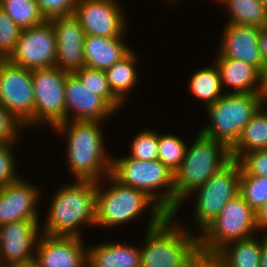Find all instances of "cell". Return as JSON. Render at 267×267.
<instances>
[{"label":"cell","instance_id":"cell-1","mask_svg":"<svg viewBox=\"0 0 267 267\" xmlns=\"http://www.w3.org/2000/svg\"><path fill=\"white\" fill-rule=\"evenodd\" d=\"M99 123L101 121H65L53 128L68 135L67 159L74 180L98 182L101 176L111 174L112 157L104 150Z\"/></svg>","mask_w":267,"mask_h":267},{"label":"cell","instance_id":"cell-2","mask_svg":"<svg viewBox=\"0 0 267 267\" xmlns=\"http://www.w3.org/2000/svg\"><path fill=\"white\" fill-rule=\"evenodd\" d=\"M64 186L52 199L42 234L82 237L80 224L96 225L97 182L76 180Z\"/></svg>","mask_w":267,"mask_h":267},{"label":"cell","instance_id":"cell-3","mask_svg":"<svg viewBox=\"0 0 267 267\" xmlns=\"http://www.w3.org/2000/svg\"><path fill=\"white\" fill-rule=\"evenodd\" d=\"M173 219L168 215L159 225L146 230L140 267H187L200 254L198 236L183 225L172 223Z\"/></svg>","mask_w":267,"mask_h":267},{"label":"cell","instance_id":"cell-4","mask_svg":"<svg viewBox=\"0 0 267 267\" xmlns=\"http://www.w3.org/2000/svg\"><path fill=\"white\" fill-rule=\"evenodd\" d=\"M110 175L120 184L146 193L168 215L175 213V173L158 159L113 158ZM162 187L165 192L156 191Z\"/></svg>","mask_w":267,"mask_h":267},{"label":"cell","instance_id":"cell-5","mask_svg":"<svg viewBox=\"0 0 267 267\" xmlns=\"http://www.w3.org/2000/svg\"><path fill=\"white\" fill-rule=\"evenodd\" d=\"M231 160L230 150L219 141L199 132L187 150L181 166L175 171V218L185 198L205 184Z\"/></svg>","mask_w":267,"mask_h":267},{"label":"cell","instance_id":"cell-6","mask_svg":"<svg viewBox=\"0 0 267 267\" xmlns=\"http://www.w3.org/2000/svg\"><path fill=\"white\" fill-rule=\"evenodd\" d=\"M111 185L105 191L97 182L96 226H115L135 219L146 207L151 206V219L147 229L159 225L168 214L143 191L120 184L111 175L107 176ZM152 204V205H151ZM153 206V207H152Z\"/></svg>","mask_w":267,"mask_h":267},{"label":"cell","instance_id":"cell-7","mask_svg":"<svg viewBox=\"0 0 267 267\" xmlns=\"http://www.w3.org/2000/svg\"><path fill=\"white\" fill-rule=\"evenodd\" d=\"M260 107L256 93H226L206 107L210 122L200 133L230 150Z\"/></svg>","mask_w":267,"mask_h":267},{"label":"cell","instance_id":"cell-8","mask_svg":"<svg viewBox=\"0 0 267 267\" xmlns=\"http://www.w3.org/2000/svg\"><path fill=\"white\" fill-rule=\"evenodd\" d=\"M256 227L255 211L239 193L198 235L200 253L213 257L228 243L252 237Z\"/></svg>","mask_w":267,"mask_h":267},{"label":"cell","instance_id":"cell-9","mask_svg":"<svg viewBox=\"0 0 267 267\" xmlns=\"http://www.w3.org/2000/svg\"><path fill=\"white\" fill-rule=\"evenodd\" d=\"M240 177L241 165L237 160L231 159L205 184L192 192V195L198 193L194 219L201 227V232L219 215L228 201L239 194Z\"/></svg>","mask_w":267,"mask_h":267},{"label":"cell","instance_id":"cell-10","mask_svg":"<svg viewBox=\"0 0 267 267\" xmlns=\"http://www.w3.org/2000/svg\"><path fill=\"white\" fill-rule=\"evenodd\" d=\"M68 73L57 67L32 70L34 89V124L51 127L65 122V81Z\"/></svg>","mask_w":267,"mask_h":267},{"label":"cell","instance_id":"cell-11","mask_svg":"<svg viewBox=\"0 0 267 267\" xmlns=\"http://www.w3.org/2000/svg\"><path fill=\"white\" fill-rule=\"evenodd\" d=\"M0 103L25 127L34 124L32 70L0 59Z\"/></svg>","mask_w":267,"mask_h":267},{"label":"cell","instance_id":"cell-12","mask_svg":"<svg viewBox=\"0 0 267 267\" xmlns=\"http://www.w3.org/2000/svg\"><path fill=\"white\" fill-rule=\"evenodd\" d=\"M57 42L49 20L41 25L22 29L19 40L8 60L25 69L35 70L55 67Z\"/></svg>","mask_w":267,"mask_h":267},{"label":"cell","instance_id":"cell-13","mask_svg":"<svg viewBox=\"0 0 267 267\" xmlns=\"http://www.w3.org/2000/svg\"><path fill=\"white\" fill-rule=\"evenodd\" d=\"M116 0H78L74 16L85 35L124 37L125 21Z\"/></svg>","mask_w":267,"mask_h":267},{"label":"cell","instance_id":"cell-14","mask_svg":"<svg viewBox=\"0 0 267 267\" xmlns=\"http://www.w3.org/2000/svg\"><path fill=\"white\" fill-rule=\"evenodd\" d=\"M57 42L55 67L67 73H74L85 66V31L74 16L54 17L49 20Z\"/></svg>","mask_w":267,"mask_h":267},{"label":"cell","instance_id":"cell-15","mask_svg":"<svg viewBox=\"0 0 267 267\" xmlns=\"http://www.w3.org/2000/svg\"><path fill=\"white\" fill-rule=\"evenodd\" d=\"M39 220L11 222L0 226V267L35 258Z\"/></svg>","mask_w":267,"mask_h":267},{"label":"cell","instance_id":"cell-16","mask_svg":"<svg viewBox=\"0 0 267 267\" xmlns=\"http://www.w3.org/2000/svg\"><path fill=\"white\" fill-rule=\"evenodd\" d=\"M65 121H104L115 110L99 95L85 87L74 74L68 73L65 81ZM73 116L74 119L70 118ZM109 115V116H108Z\"/></svg>","mask_w":267,"mask_h":267},{"label":"cell","instance_id":"cell-17","mask_svg":"<svg viewBox=\"0 0 267 267\" xmlns=\"http://www.w3.org/2000/svg\"><path fill=\"white\" fill-rule=\"evenodd\" d=\"M35 259L40 267H87V250L82 237L49 236L38 238Z\"/></svg>","mask_w":267,"mask_h":267},{"label":"cell","instance_id":"cell-18","mask_svg":"<svg viewBox=\"0 0 267 267\" xmlns=\"http://www.w3.org/2000/svg\"><path fill=\"white\" fill-rule=\"evenodd\" d=\"M225 26L219 54L251 64L260 71L265 64L259 47L261 28L238 24Z\"/></svg>","mask_w":267,"mask_h":267},{"label":"cell","instance_id":"cell-19","mask_svg":"<svg viewBox=\"0 0 267 267\" xmlns=\"http://www.w3.org/2000/svg\"><path fill=\"white\" fill-rule=\"evenodd\" d=\"M38 191L22 178L0 188V226L17 221L38 220Z\"/></svg>","mask_w":267,"mask_h":267},{"label":"cell","instance_id":"cell-20","mask_svg":"<svg viewBox=\"0 0 267 267\" xmlns=\"http://www.w3.org/2000/svg\"><path fill=\"white\" fill-rule=\"evenodd\" d=\"M123 37H100L85 35V66L106 70L127 56L132 49L123 42Z\"/></svg>","mask_w":267,"mask_h":267},{"label":"cell","instance_id":"cell-21","mask_svg":"<svg viewBox=\"0 0 267 267\" xmlns=\"http://www.w3.org/2000/svg\"><path fill=\"white\" fill-rule=\"evenodd\" d=\"M215 59L221 85H228L234 89L230 93H256L259 83V70L243 61L234 60L218 54Z\"/></svg>","mask_w":267,"mask_h":267},{"label":"cell","instance_id":"cell-22","mask_svg":"<svg viewBox=\"0 0 267 267\" xmlns=\"http://www.w3.org/2000/svg\"><path fill=\"white\" fill-rule=\"evenodd\" d=\"M140 249L125 243H102L87 250V267H140Z\"/></svg>","mask_w":267,"mask_h":267},{"label":"cell","instance_id":"cell-23","mask_svg":"<svg viewBox=\"0 0 267 267\" xmlns=\"http://www.w3.org/2000/svg\"><path fill=\"white\" fill-rule=\"evenodd\" d=\"M260 253L261 241L252 236L228 243L213 259L215 267H259Z\"/></svg>","mask_w":267,"mask_h":267},{"label":"cell","instance_id":"cell-24","mask_svg":"<svg viewBox=\"0 0 267 267\" xmlns=\"http://www.w3.org/2000/svg\"><path fill=\"white\" fill-rule=\"evenodd\" d=\"M260 107L243 129L239 139L230 149L231 159L238 160L243 154L267 149V110Z\"/></svg>","mask_w":267,"mask_h":267},{"label":"cell","instance_id":"cell-25","mask_svg":"<svg viewBox=\"0 0 267 267\" xmlns=\"http://www.w3.org/2000/svg\"><path fill=\"white\" fill-rule=\"evenodd\" d=\"M130 52L122 60L106 69L109 87L112 93L123 103L126 94L137 83L138 75L135 69L137 57Z\"/></svg>","mask_w":267,"mask_h":267},{"label":"cell","instance_id":"cell-26","mask_svg":"<svg viewBox=\"0 0 267 267\" xmlns=\"http://www.w3.org/2000/svg\"><path fill=\"white\" fill-rule=\"evenodd\" d=\"M226 5L230 18L227 24L267 26V9L259 0H216Z\"/></svg>","mask_w":267,"mask_h":267},{"label":"cell","instance_id":"cell-27","mask_svg":"<svg viewBox=\"0 0 267 267\" xmlns=\"http://www.w3.org/2000/svg\"><path fill=\"white\" fill-rule=\"evenodd\" d=\"M213 66L200 68L189 80L191 93L198 99H202L205 102V107L215 103L224 95L221 92L222 85L219 70L215 63Z\"/></svg>","mask_w":267,"mask_h":267},{"label":"cell","instance_id":"cell-28","mask_svg":"<svg viewBox=\"0 0 267 267\" xmlns=\"http://www.w3.org/2000/svg\"><path fill=\"white\" fill-rule=\"evenodd\" d=\"M0 7L21 29L41 25L46 20L36 0H0Z\"/></svg>","mask_w":267,"mask_h":267},{"label":"cell","instance_id":"cell-29","mask_svg":"<svg viewBox=\"0 0 267 267\" xmlns=\"http://www.w3.org/2000/svg\"><path fill=\"white\" fill-rule=\"evenodd\" d=\"M74 74L85 87L101 96L115 111L119 110L123 103L112 93L105 70L84 66Z\"/></svg>","mask_w":267,"mask_h":267},{"label":"cell","instance_id":"cell-30","mask_svg":"<svg viewBox=\"0 0 267 267\" xmlns=\"http://www.w3.org/2000/svg\"><path fill=\"white\" fill-rule=\"evenodd\" d=\"M158 147V160L175 173L183 162L187 145L175 134H158Z\"/></svg>","mask_w":267,"mask_h":267},{"label":"cell","instance_id":"cell-31","mask_svg":"<svg viewBox=\"0 0 267 267\" xmlns=\"http://www.w3.org/2000/svg\"><path fill=\"white\" fill-rule=\"evenodd\" d=\"M239 193L256 213L267 202V177L241 175Z\"/></svg>","mask_w":267,"mask_h":267},{"label":"cell","instance_id":"cell-32","mask_svg":"<svg viewBox=\"0 0 267 267\" xmlns=\"http://www.w3.org/2000/svg\"><path fill=\"white\" fill-rule=\"evenodd\" d=\"M130 146L128 157L142 161H152L158 159V133L151 130H143L136 134Z\"/></svg>","mask_w":267,"mask_h":267},{"label":"cell","instance_id":"cell-33","mask_svg":"<svg viewBox=\"0 0 267 267\" xmlns=\"http://www.w3.org/2000/svg\"><path fill=\"white\" fill-rule=\"evenodd\" d=\"M21 30L0 7V59H8L13 53Z\"/></svg>","mask_w":267,"mask_h":267},{"label":"cell","instance_id":"cell-34","mask_svg":"<svg viewBox=\"0 0 267 267\" xmlns=\"http://www.w3.org/2000/svg\"><path fill=\"white\" fill-rule=\"evenodd\" d=\"M237 161L241 175L267 177V149L245 153Z\"/></svg>","mask_w":267,"mask_h":267},{"label":"cell","instance_id":"cell-35","mask_svg":"<svg viewBox=\"0 0 267 267\" xmlns=\"http://www.w3.org/2000/svg\"><path fill=\"white\" fill-rule=\"evenodd\" d=\"M11 146L12 143H0V188L20 179L18 173H15V155Z\"/></svg>","mask_w":267,"mask_h":267},{"label":"cell","instance_id":"cell-36","mask_svg":"<svg viewBox=\"0 0 267 267\" xmlns=\"http://www.w3.org/2000/svg\"><path fill=\"white\" fill-rule=\"evenodd\" d=\"M78 0H36L41 15L50 20L54 17L74 15Z\"/></svg>","mask_w":267,"mask_h":267},{"label":"cell","instance_id":"cell-37","mask_svg":"<svg viewBox=\"0 0 267 267\" xmlns=\"http://www.w3.org/2000/svg\"><path fill=\"white\" fill-rule=\"evenodd\" d=\"M22 126L25 127L0 103V143H15L18 130L23 129Z\"/></svg>","mask_w":267,"mask_h":267},{"label":"cell","instance_id":"cell-38","mask_svg":"<svg viewBox=\"0 0 267 267\" xmlns=\"http://www.w3.org/2000/svg\"><path fill=\"white\" fill-rule=\"evenodd\" d=\"M256 95L260 101L261 107L266 106L267 103V63L263 65L259 71V83Z\"/></svg>","mask_w":267,"mask_h":267},{"label":"cell","instance_id":"cell-39","mask_svg":"<svg viewBox=\"0 0 267 267\" xmlns=\"http://www.w3.org/2000/svg\"><path fill=\"white\" fill-rule=\"evenodd\" d=\"M187 267H215L213 257L200 253Z\"/></svg>","mask_w":267,"mask_h":267},{"label":"cell","instance_id":"cell-40","mask_svg":"<svg viewBox=\"0 0 267 267\" xmlns=\"http://www.w3.org/2000/svg\"><path fill=\"white\" fill-rule=\"evenodd\" d=\"M255 214H256L257 229L266 231L267 230V202H265Z\"/></svg>","mask_w":267,"mask_h":267},{"label":"cell","instance_id":"cell-41","mask_svg":"<svg viewBox=\"0 0 267 267\" xmlns=\"http://www.w3.org/2000/svg\"><path fill=\"white\" fill-rule=\"evenodd\" d=\"M259 47L265 64L267 63V26L260 29Z\"/></svg>","mask_w":267,"mask_h":267},{"label":"cell","instance_id":"cell-42","mask_svg":"<svg viewBox=\"0 0 267 267\" xmlns=\"http://www.w3.org/2000/svg\"><path fill=\"white\" fill-rule=\"evenodd\" d=\"M264 235L261 240V253H260L259 267H267V233H265Z\"/></svg>","mask_w":267,"mask_h":267},{"label":"cell","instance_id":"cell-43","mask_svg":"<svg viewBox=\"0 0 267 267\" xmlns=\"http://www.w3.org/2000/svg\"><path fill=\"white\" fill-rule=\"evenodd\" d=\"M6 267H40V266L37 260L33 258L32 260L10 264Z\"/></svg>","mask_w":267,"mask_h":267},{"label":"cell","instance_id":"cell-44","mask_svg":"<svg viewBox=\"0 0 267 267\" xmlns=\"http://www.w3.org/2000/svg\"><path fill=\"white\" fill-rule=\"evenodd\" d=\"M263 5L264 7L267 9V0H259Z\"/></svg>","mask_w":267,"mask_h":267}]
</instances>
